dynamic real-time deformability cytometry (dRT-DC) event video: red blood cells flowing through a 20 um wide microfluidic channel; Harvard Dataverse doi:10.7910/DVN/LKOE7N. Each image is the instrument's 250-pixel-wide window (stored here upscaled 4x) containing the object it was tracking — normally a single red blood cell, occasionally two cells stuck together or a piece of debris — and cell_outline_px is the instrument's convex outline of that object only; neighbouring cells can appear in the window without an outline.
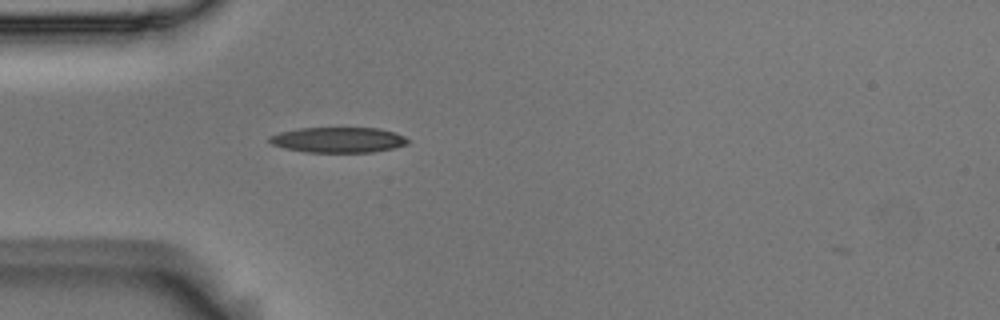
{"species": "Egyptian fruit bat (a non-hibernating species)", "species_latin": "Rousettus aegyptiacus", "temperature_condition": "room temperature", "stored_images_in_passage": 40, "camera_frame_rate_fps": 3000, "um_per_image_px": 0.085, "animal": {"sex": "male"}, "frame": {"image": 1, "passage_image": 1, "time_ms": 0.0, "image_size_px": [1000, 320], "cell_outline_px": [[412, 140], [408, 144], [392, 148], [372, 152], [304, 152], [284, 148], [272, 144], [268, 140], [268, 136], [280, 132], [300, 128], [380, 128], [396, 132]], "centroid_in_image_um": [28.77, 11.88], "position_along_channel_um": 56.2, "area_um2": 20.63}}
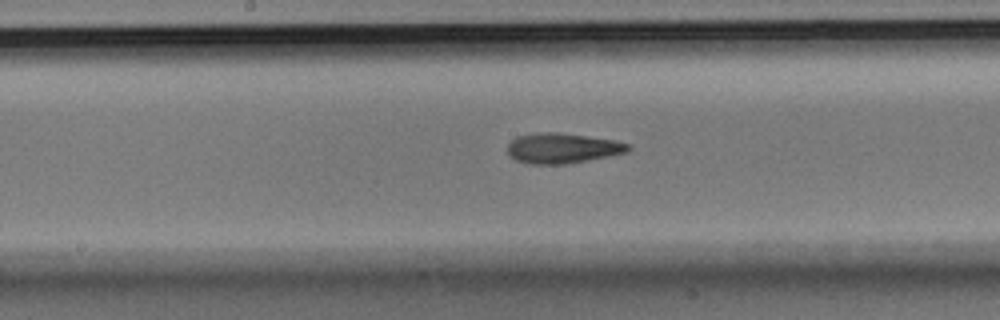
{"frame": {"image": 2, "passage_image": 13, "time_ms": 4.0, "image_size_px": [1000, 320], "cell_outline_px": [[632, 148], [628, 152], [608, 156], [564, 164], [528, 164], [516, 160], [508, 156], [508, 144], [516, 136], [540, 132], [556, 132], [616, 140], [632, 144]], "centroid_in_image_um": [47.81, 12.59], "position_along_channel_um": 200.4, "area_um2": 21.33}}
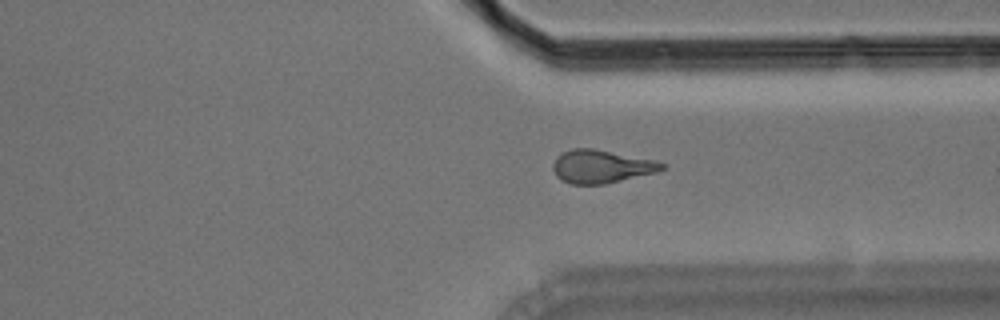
{"frame": {"image": 3, "passage_image": 26, "time_ms": 8.333, "image_size_px": [1000, 320], "cell_outline_px": [[664, 168], [660, 172], [604, 184], [568, 184], [560, 180], [556, 176], [552, 168], [552, 164], [556, 156], [572, 148], [592, 148], [656, 160], [664, 164]], "centroid_in_image_um": [51.1, 14.16], "position_along_channel_um": 360.3, "area_um2": 21.27}, "authors_computed_cell_mechanics": {"area_um2": 20.6635, "velocity_mm_per_s": 3.6945, "shape_relaxation_time_tau1_ms": 6.1425, "shape_relaxation_time_tau2_ms": 2.9836, "deformation_change_tau1": 0.1986, "deformation_change_tau2": 0.1287}}